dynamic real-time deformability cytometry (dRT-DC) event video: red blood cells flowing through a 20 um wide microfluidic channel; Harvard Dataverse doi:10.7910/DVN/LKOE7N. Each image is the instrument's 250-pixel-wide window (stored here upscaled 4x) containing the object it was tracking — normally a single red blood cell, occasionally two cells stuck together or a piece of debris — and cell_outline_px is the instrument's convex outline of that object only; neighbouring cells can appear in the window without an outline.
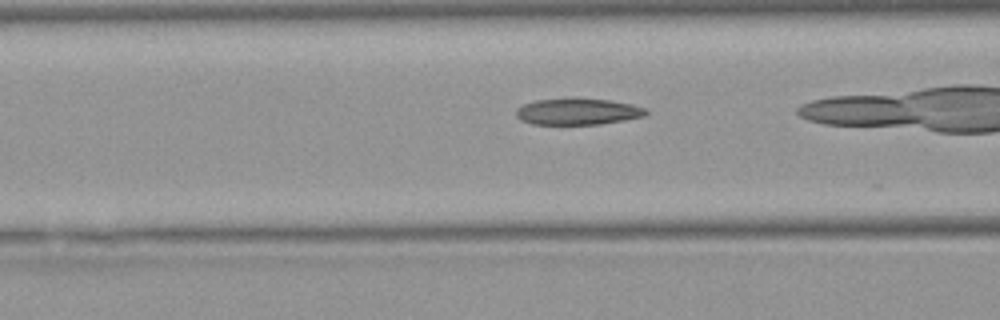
{"species": "Egyptian fruit bat (a non-hibernating species)", "species_latin": "Rousettus aegyptiacus", "temperature_condition": "warm", "stored_images_in_passage": 23, "camera_frame_rate_fps": 3000, "um_per_image_px": 0.085, "animal": {"sex": "female"}, "frame": {"image": 1, "passage_image": 16, "time_ms": 5.0, "image_size_px": [1000, 320], "cell_outline_px": [[648, 112], [644, 116], [624, 120], [600, 124], [532, 124], [520, 120], [516, 116], [516, 108], [524, 104], [536, 100], [612, 100], [632, 104], [644, 108]], "centroid_in_image_um": [49.1, 9.51], "position_along_channel_um": 117.5, "area_um2": 19.42}}
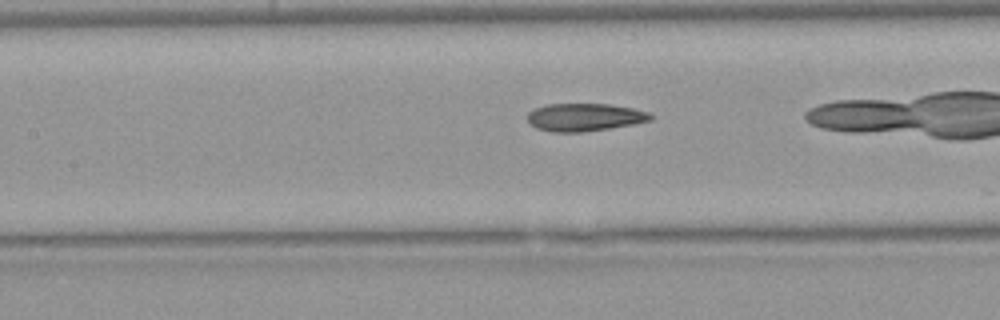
{"frame": {"image": 2, "passage_image": 19, "time_ms": 6.0, "image_size_px": [1000, 320], "cell_outline_px": [[652, 120], [632, 124], [584, 132], [552, 132], [536, 128], [528, 124], [528, 112], [536, 108], [548, 104], [612, 104], [632, 108], [648, 112], [652, 116]], "centroid_in_image_um": [49.66, 9.96], "position_along_channel_um": 157.7, "area_um2": 19.88}}
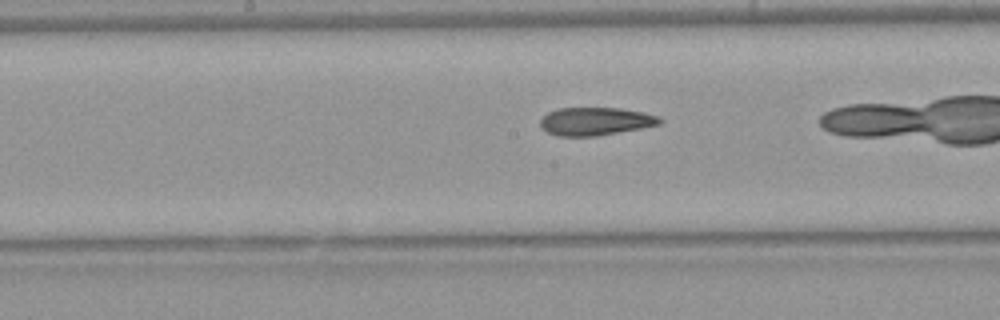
{"frame": {"image": 3, "passage_image": 22, "time_ms": 7.0, "image_size_px": [1000, 320], "cell_outline_px": [[664, 120], [660, 124], [640, 128], [596, 136], [556, 136], [540, 128], [540, 120], [548, 112], [560, 108], [620, 108], [644, 112], [660, 116]], "centroid_in_image_um": [50.62, 10.31], "position_along_channel_um": 197.6, "area_um2": 19.54}}